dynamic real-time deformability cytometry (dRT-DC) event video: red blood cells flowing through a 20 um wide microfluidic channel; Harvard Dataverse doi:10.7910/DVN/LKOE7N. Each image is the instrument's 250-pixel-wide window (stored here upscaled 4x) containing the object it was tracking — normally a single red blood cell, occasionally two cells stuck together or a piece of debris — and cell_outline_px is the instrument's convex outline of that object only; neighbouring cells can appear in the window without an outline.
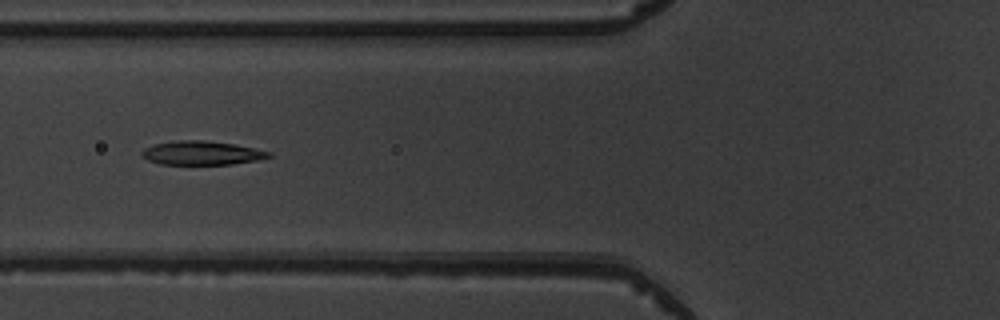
{"species": "common noctule bat (a hibernating species)", "species_latin": "Nyctalus noctula", "temperature_condition": "warm", "stored_images_in_passage": 7, "camera_frame_rate_fps": 3000, "um_per_image_px": 0.085, "animal": {"sex": "male", "body_mass_g": 19.5, "forearm_length_mm": 54.6}, "frame": {"image": 1, "passage_image": 3, "time_ms": 3.333, "image_size_px": [1000, 320], "cell_outline_px": [[272, 156], [256, 160], [232, 164], [160, 164], [148, 160], [140, 156], [140, 152], [144, 148], [156, 144], [176, 140], [204, 140], [232, 144], [272, 152]], "centroid_in_image_um": [17.1, 13.0], "position_along_channel_um": 108.7, "area_um2": 17.51}}
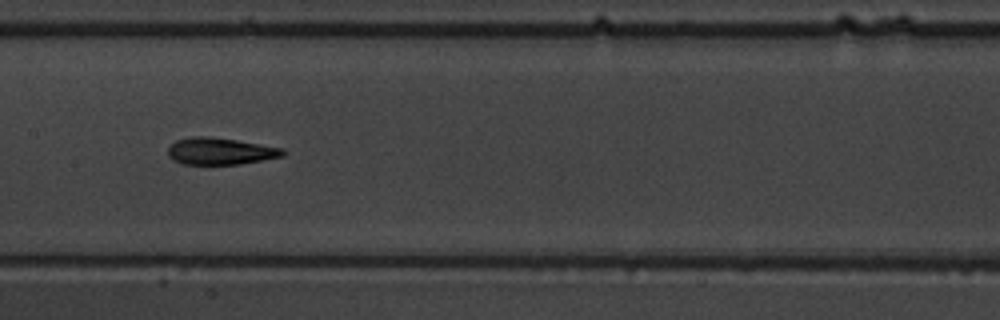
{"frame": {"image": 2, "passage_image": 5, "time_ms": 5.333, "image_size_px": [1000, 320], "cell_outline_px": [[284, 156], [240, 164], [184, 164], [172, 160], [168, 156], [168, 148], [176, 140], [192, 136], [212, 136], [284, 148]], "centroid_in_image_um": [18.7, 12.84], "position_along_channel_um": 188.7, "area_um2": 18.03}}
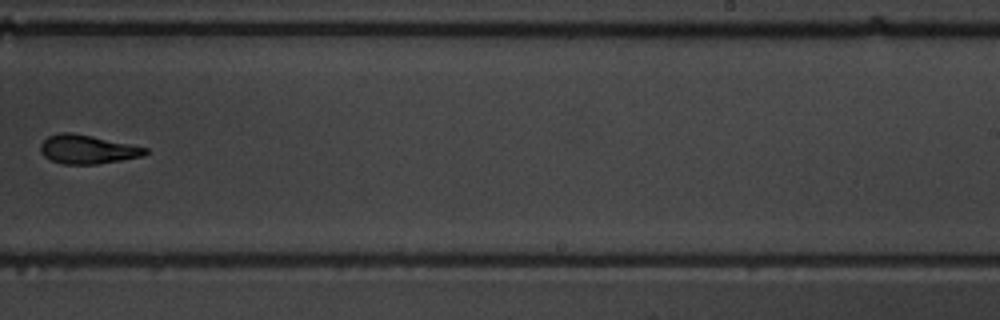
{"frame": {"image": 3, "passage_image": 7, "time_ms": 7.667, "image_size_px": [1000, 320], "cell_outline_px": [[148, 152], [144, 156], [96, 164], [64, 164], [52, 160], [44, 156], [40, 152], [40, 144], [48, 136], [60, 132], [72, 132], [92, 136], [148, 148]], "centroid_in_image_um": [7.41, 12.69], "position_along_channel_um": 281.6, "area_um2": 17.51}}